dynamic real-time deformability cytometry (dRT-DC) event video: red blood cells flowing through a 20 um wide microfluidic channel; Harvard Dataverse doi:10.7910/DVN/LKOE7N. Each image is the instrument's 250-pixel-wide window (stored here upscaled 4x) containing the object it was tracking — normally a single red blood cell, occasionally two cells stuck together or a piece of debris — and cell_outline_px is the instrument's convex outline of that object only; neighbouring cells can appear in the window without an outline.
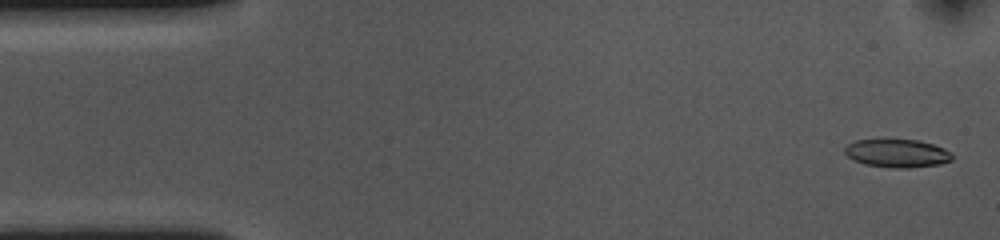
{"species": "common noctule bat (a hibernating species)", "species_latin": "Nyctalus noctula", "temperature_condition": "cold", "stored_images_in_passage": 54, "camera_frame_rate_fps": 3000, "um_per_image_px": 0.085, "animal": {"sex": "female", "body_mass_g": 10.0, "forearm_length_mm": 53.1}, "frame": {"image": 1, "passage_image": 2, "time_ms": 0.333, "image_size_px": [1000, 240], "cell_outline_px": [[952, 160], [940, 164], [908, 168], [892, 168], [864, 164], [852, 160], [844, 152], [844, 148], [848, 144], [856, 140], [916, 140], [932, 144], [944, 148], [952, 152]], "centroid_in_image_um": [76.25, 13.04], "position_along_channel_um": 8.7, "area_um2": 17.63}}
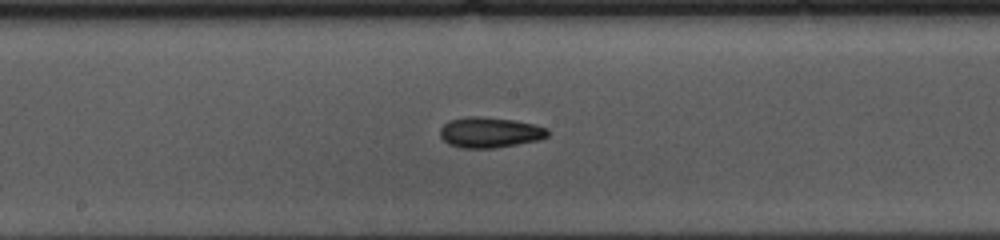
{"frame": {"image": 2, "passage_image": 27, "time_ms": 8.667, "image_size_px": [1000, 240], "cell_outline_px": [[548, 136], [540, 140], [496, 148], [464, 148], [448, 144], [440, 136], [440, 128], [448, 120], [464, 116], [480, 116], [516, 120], [536, 124], [548, 128]], "centroid_in_image_um": [41.64, 11.24], "position_along_channel_um": 206.6, "area_um2": 19.48}}
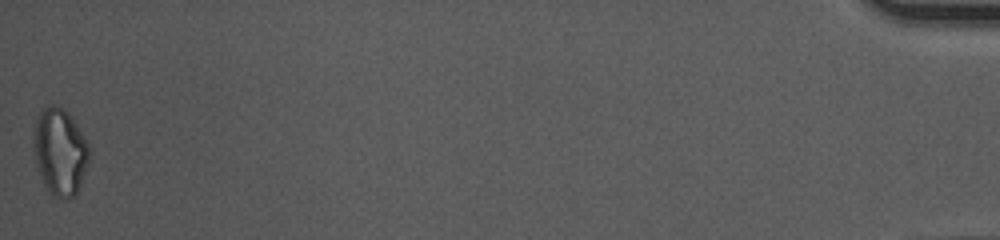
{"frame": {"image": 3, "passage_image": 54, "time_ms": 17.667, "image_size_px": [1000, 240], "cell_outline_px": [[92, 152], [88, 164], [80, 184], [76, 192], [72, 196], [60, 200], [52, 196], [48, 192], [44, 184], [36, 164], [32, 148], [32, 132], [36, 120], [40, 112], [48, 104], [52, 104], [64, 108], [68, 112], [84, 136]], "centroid_in_image_um": [5.08, 12.88], "position_along_channel_um": 430.1, "area_um2": 28.61}, "authors_computed_cell_mechanics": {"area_um2": 18.496, "velocity_mm_per_s": 3.6344, "shape_relaxation_time_tau1_ms": 9.4008, "shape_relaxation_time_tau2_ms": 4.1879, "deformation_change_tau1": 0.1895, "deformation_change_tau2": 0.1095}}